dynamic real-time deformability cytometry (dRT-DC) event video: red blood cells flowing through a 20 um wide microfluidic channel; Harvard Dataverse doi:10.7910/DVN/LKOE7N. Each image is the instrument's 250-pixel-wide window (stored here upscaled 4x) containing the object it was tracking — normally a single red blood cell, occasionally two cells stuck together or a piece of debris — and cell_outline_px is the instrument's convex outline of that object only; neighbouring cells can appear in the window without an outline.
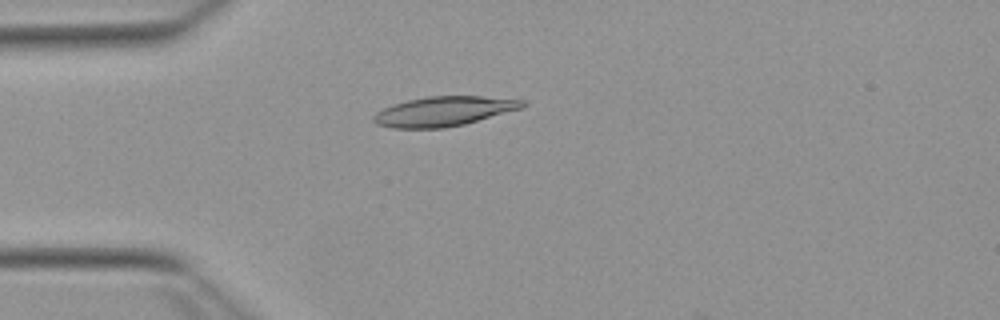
{"species": "Egyptian fruit bat (a non-hibernating species)", "species_latin": "Rousettus aegyptiacus", "temperature_condition": "warm", "stored_images_in_passage": 47, "camera_frame_rate_fps": 3000, "um_per_image_px": 0.085, "animal": {"sex": "female"}, "frame": {"image": 1, "passage_image": 9, "time_ms": 2.667, "image_size_px": [1000, 320], "cell_outline_px": [[528, 104], [524, 108], [464, 124], [444, 128], [392, 128], [376, 124], [372, 120], [372, 116], [376, 112], [392, 104], [408, 100], [428, 96], [480, 96], [524, 100]], "centroid_in_image_um": [37.73, 9.46], "position_along_channel_um": 47.3, "area_um2": 25.84}}
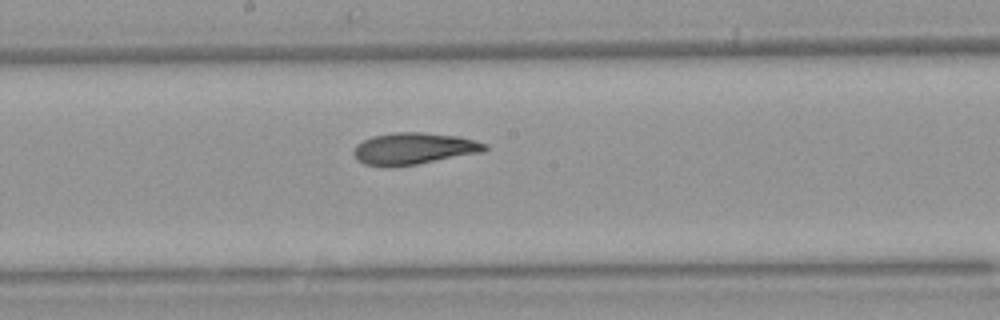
{"frame": {"image": 2, "passage_image": 23, "time_ms": 7.333, "image_size_px": [1000, 320], "cell_outline_px": [[488, 148], [484, 152], [416, 164], [392, 168], [384, 168], [364, 164], [356, 160], [352, 152], [356, 144], [372, 136], [396, 132], [420, 132], [460, 136], [488, 144]], "centroid_in_image_um": [35.14, 12.64], "position_along_channel_um": 213.1, "area_um2": 24.68}}
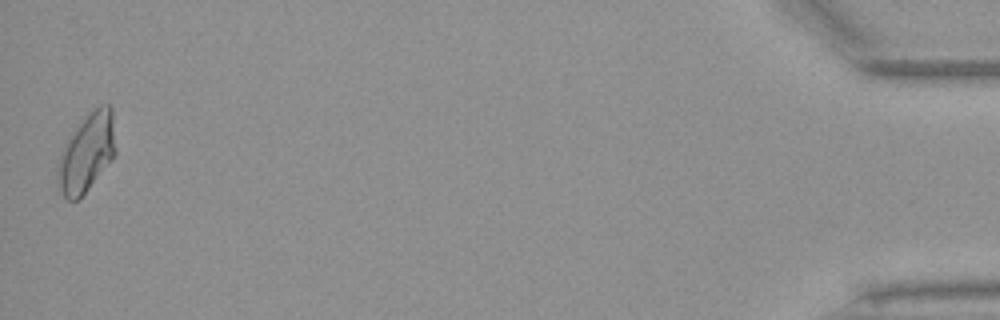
{"frame": {"image": 3, "passage_image": 47, "time_ms": 15.333, "image_size_px": [1000, 320], "cell_outline_px": [[116, 152], [112, 160], [88, 188], [76, 200], [68, 200], [64, 196], [60, 188], [56, 176], [56, 164], [64, 144], [68, 136], [100, 104], [108, 104], [112, 108], [116, 148]], "centroid_in_image_um": [7.36, 12.98], "position_along_channel_um": 427.8, "area_um2": 26.13}, "authors_computed_cell_mechanics": {"area_um2": 24.3338, "velocity_mm_per_s": 3.8743, "shape_relaxation_time_tau1_ms": 8.7768, "shape_relaxation_time_tau2_ms": 3.6679, "deformation_change_tau1": 0.222, "deformation_change_tau2": 0.0988}}